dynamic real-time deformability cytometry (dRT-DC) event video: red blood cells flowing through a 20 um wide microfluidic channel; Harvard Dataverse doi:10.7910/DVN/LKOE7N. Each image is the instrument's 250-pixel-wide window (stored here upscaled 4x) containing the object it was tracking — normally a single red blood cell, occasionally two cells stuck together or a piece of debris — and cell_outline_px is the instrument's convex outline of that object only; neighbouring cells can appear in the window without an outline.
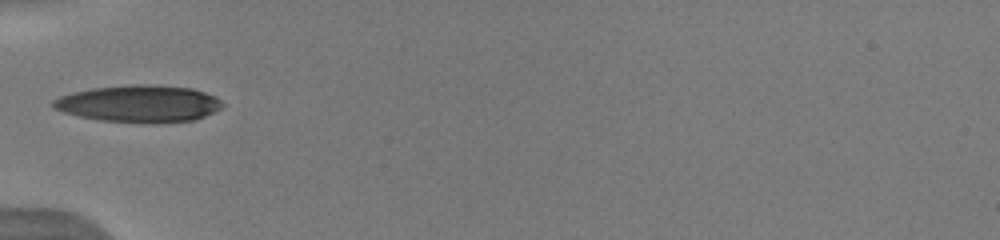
{"species": "human", "species_latin": "Homo sapiens", "temperature_condition": "warm", "stored_images_in_passage": 20, "camera_frame_rate_fps": 3000, "um_per_image_px": 0.085, "donor": {"sex": "male"}, "frame": {"image": 1, "passage_image": 1, "time_ms": 0.0, "image_size_px": [1000, 240], "cell_outline_px": [[224, 104], [220, 108], [204, 116], [192, 120], [100, 120], [80, 116], [64, 112], [52, 108], [52, 100], [60, 96], [72, 92], [92, 88], [128, 84], [156, 84], [192, 88], [216, 96]], "centroid_in_image_um": [11.78, 8.75], "position_along_channel_um": 73.2, "area_um2": 35.49}}
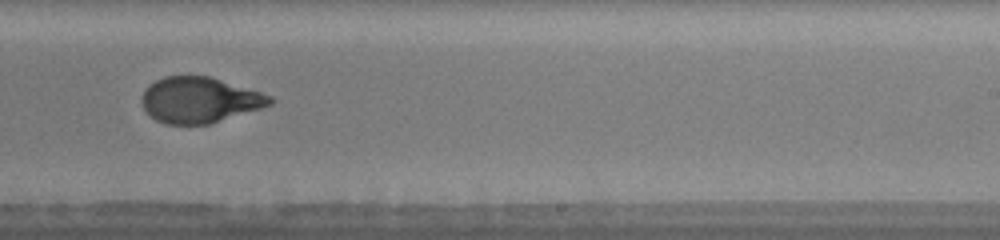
{"frame": {"image": 2, "passage_image": 18, "time_ms": 5.0, "image_size_px": [1000, 240], "cell_outline_px": [[276, 100], [272, 104], [260, 108], [208, 124], [164, 124], [156, 120], [144, 108], [140, 100], [140, 96], [144, 88], [148, 84], [164, 76], [208, 76], [260, 92], [272, 96]], "centroid_in_image_um": [16.92, 8.49], "position_along_channel_um": 272.1, "area_um2": 33.99}}